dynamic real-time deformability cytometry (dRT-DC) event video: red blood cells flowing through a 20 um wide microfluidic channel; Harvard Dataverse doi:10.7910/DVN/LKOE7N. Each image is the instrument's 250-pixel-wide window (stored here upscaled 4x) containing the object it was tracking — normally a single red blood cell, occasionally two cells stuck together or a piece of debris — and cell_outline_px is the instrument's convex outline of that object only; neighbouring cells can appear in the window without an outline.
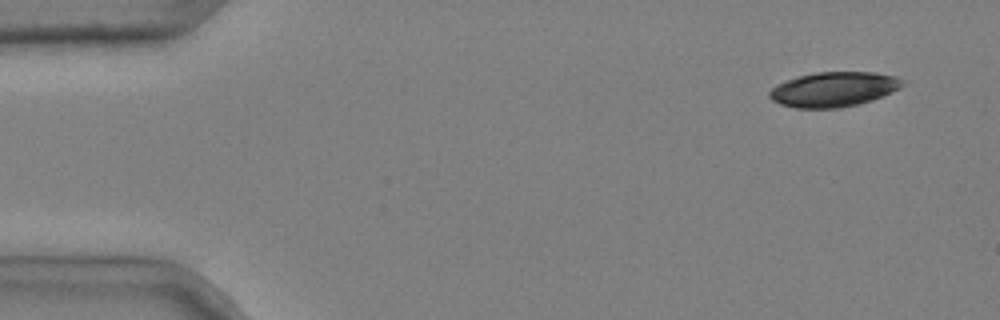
{"species": "common noctule bat (a hibernating species)", "species_latin": "Nyctalus noctula", "temperature_condition": "cold", "stored_images_in_passage": 4, "camera_frame_rate_fps": 3000, "um_per_image_px": 0.085, "animal": {"sex": "male", "body_mass_g": 20.4}, "frame": {"image": 1, "passage_image": 1, "time_ms": 0.0, "image_size_px": [1000, 320], "cell_outline_px": [[908, 84], [892, 92], [872, 100], [840, 108], [796, 108], [780, 104], [772, 100], [768, 96], [768, 92], [776, 84], [800, 76], [816, 72], [876, 72], [896, 76], [908, 80]], "centroid_in_image_um": [70.92, 7.58], "position_along_channel_um": 14.1, "area_um2": 27.22}}
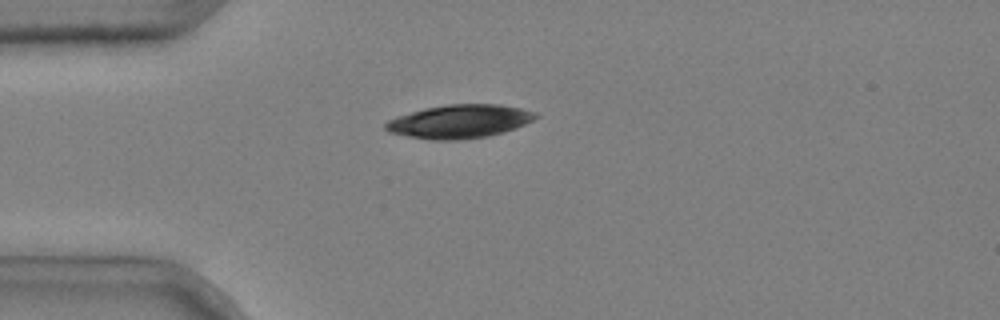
{"frame": {"image": 2, "passage_image": 4, "time_ms": 1.0, "image_size_px": [1000, 320], "cell_outline_px": [[540, 116], [516, 128], [504, 132], [488, 136], [460, 140], [428, 140], [388, 132], [384, 128], [384, 124], [388, 120], [396, 116], [424, 108], [448, 104], [500, 104], [520, 108], [536, 112]], "centroid_in_image_um": [39.04, 10.32], "position_along_channel_um": 46.0, "area_um2": 29.48}}